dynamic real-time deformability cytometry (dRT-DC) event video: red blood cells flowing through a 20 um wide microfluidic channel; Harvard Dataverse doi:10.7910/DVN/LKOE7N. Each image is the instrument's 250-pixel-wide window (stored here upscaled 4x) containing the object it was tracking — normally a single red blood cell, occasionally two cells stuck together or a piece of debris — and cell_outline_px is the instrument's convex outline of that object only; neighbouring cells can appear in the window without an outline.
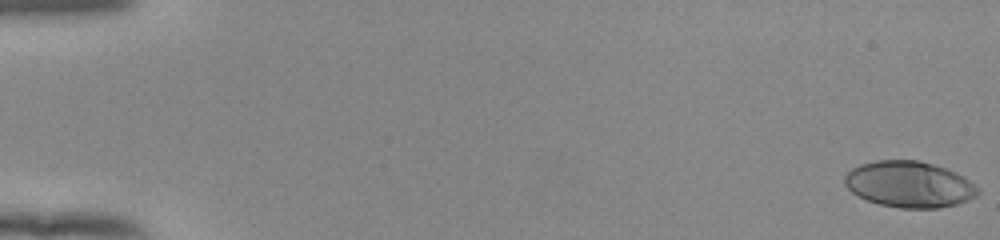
{"species": "human", "species_latin": "Homo sapiens", "temperature_condition": "room temperature", "stored_images_in_passage": 55, "camera_frame_rate_fps": 3000, "um_per_image_px": 0.085, "donor": {"sex": "female"}, "frame": {"image": 1, "passage_image": 1, "time_ms": 0.0, "image_size_px": [1000, 240], "cell_outline_px": [[980, 192], [976, 196], [968, 200], [956, 204], [940, 208], [900, 208], [880, 204], [868, 200], [852, 192], [844, 184], [844, 176], [852, 168], [860, 164], [876, 160], [920, 160], [956, 172], [964, 176], [980, 188]], "centroid_in_image_um": [77.31, 15.66], "position_along_channel_um": 7.7, "area_um2": 35.89}}
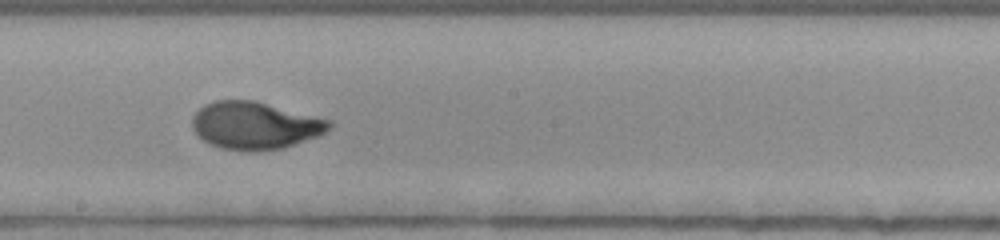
{"frame": {"image": 2, "passage_image": 32, "time_ms": 10.333, "image_size_px": [1000, 240], "cell_outline_px": [[332, 128], [316, 136], [284, 148], [220, 148], [204, 140], [192, 128], [192, 116], [204, 104], [216, 100], [256, 100], [332, 120]], "centroid_in_image_um": [21.69, 10.6], "position_along_channel_um": 226.5, "area_um2": 37.11}}
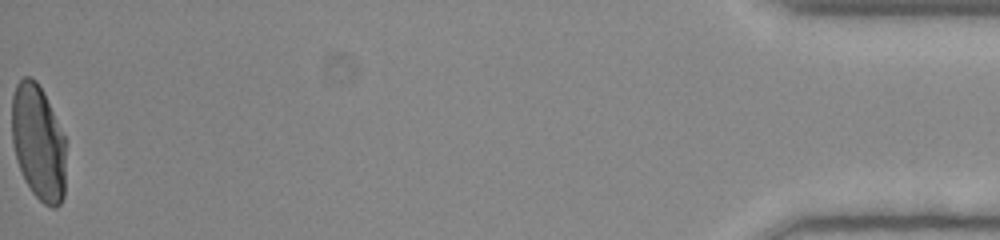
{"frame": {"image": 3, "passage_image": 55, "time_ms": 18.0, "image_size_px": [1000, 240], "cell_outline_px": [[64, 196], [60, 204], [56, 208], [52, 208], [44, 204], [32, 192], [24, 180], [16, 160], [12, 144], [12, 96], [16, 84], [24, 76], [32, 76], [36, 80], [44, 92], [64, 136]], "centroid_in_image_um": [3.23, 12.1], "position_along_channel_um": 432.0, "area_um2": 36.47}, "authors_computed_cell_mechanics": {"area_um2": 36.1828, "velocity_mm_per_s": 3.877, "shape_relaxation_time_tau1_ms": 4.7872, "shape_relaxation_time_tau2_ms": null, "deformation_change_tau1": 0.2145, "deformation_change_tau2": null}}